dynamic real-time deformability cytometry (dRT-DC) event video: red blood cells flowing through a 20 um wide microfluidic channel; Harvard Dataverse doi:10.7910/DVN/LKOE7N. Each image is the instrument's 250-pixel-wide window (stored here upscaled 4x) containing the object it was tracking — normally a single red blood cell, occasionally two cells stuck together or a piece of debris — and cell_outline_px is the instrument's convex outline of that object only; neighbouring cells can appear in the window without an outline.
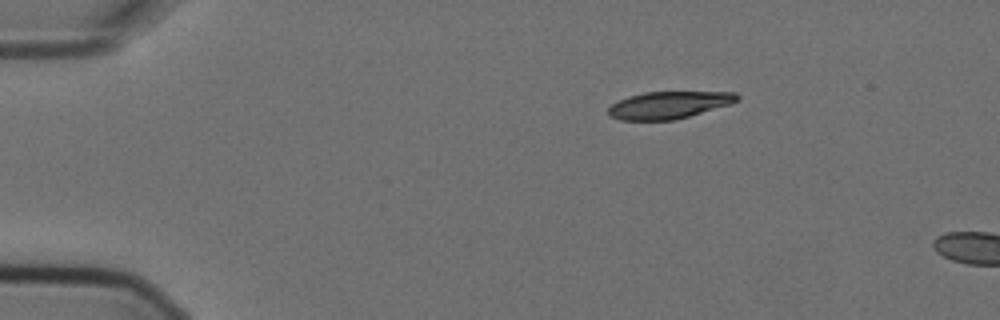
{"species": "Egyptian fruit bat (a non-hibernating species)", "species_latin": "Rousettus aegyptiacus", "temperature_condition": "cold", "stored_images_in_passage": 2, "camera_frame_rate_fps": 3000, "um_per_image_px": 0.085, "animal": {"sex": "female"}, "frame": {"image": 1, "passage_image": 2, "time_ms": 0.333, "image_size_px": [1000, 320], "cell_outline_px": [[740, 100], [732, 104], [688, 116], [672, 120], [620, 120], [608, 116], [608, 108], [612, 104], [628, 96], [644, 92], [736, 92], [740, 96]], "centroid_in_image_um": [56.87, 8.92], "position_along_channel_um": 28.1, "area_um2": 20.46}}